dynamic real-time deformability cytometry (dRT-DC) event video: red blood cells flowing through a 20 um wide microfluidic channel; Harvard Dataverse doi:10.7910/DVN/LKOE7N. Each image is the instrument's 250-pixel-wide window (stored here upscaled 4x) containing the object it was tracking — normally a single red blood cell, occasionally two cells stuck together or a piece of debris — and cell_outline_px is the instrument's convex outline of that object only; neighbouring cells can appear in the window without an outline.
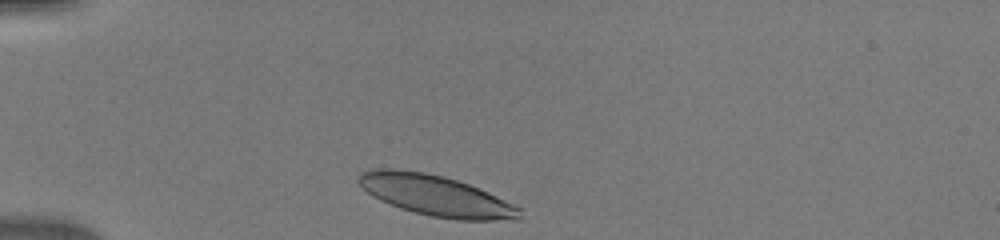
{"species": "human", "species_latin": "Homo sapiens", "temperature_condition": "warm", "stored_images_in_passage": 31, "camera_frame_rate_fps": 3000, "um_per_image_px": 0.085, "donor": {"sex": "male"}, "frame": {"image": 1, "passage_image": 1, "time_ms": 0.0, "image_size_px": [1000, 240], "cell_outline_px": [[520, 220], [456, 220], [432, 216], [400, 208], [380, 200], [372, 196], [356, 180], [360, 172], [376, 168], [392, 168], [424, 172], [444, 176], [468, 184], [488, 192], [520, 208]], "centroid_in_image_um": [37.02, 16.61], "position_along_channel_um": 48.0, "area_um2": 37.97}}
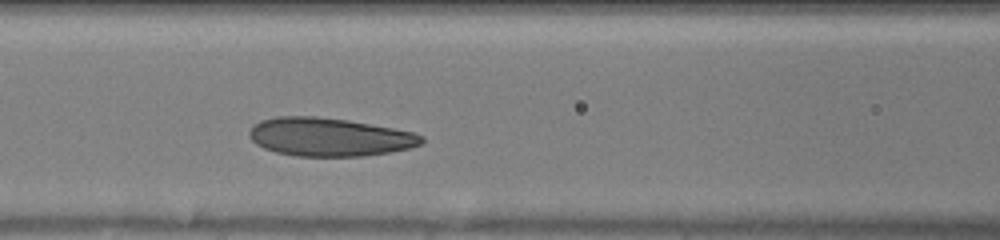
{"frame": {"image": 2, "passage_image": 10, "time_ms": 3.0, "image_size_px": [1000, 240], "cell_outline_px": [[424, 140], [420, 144], [412, 148], [364, 156], [296, 156], [276, 152], [264, 148], [256, 144], [248, 136], [248, 132], [260, 120], [276, 116], [316, 116], [348, 120], [392, 128], [412, 132], [424, 136]], "centroid_in_image_um": [27.98, 11.64], "position_along_channel_um": 138.6, "area_um2": 38.49}}
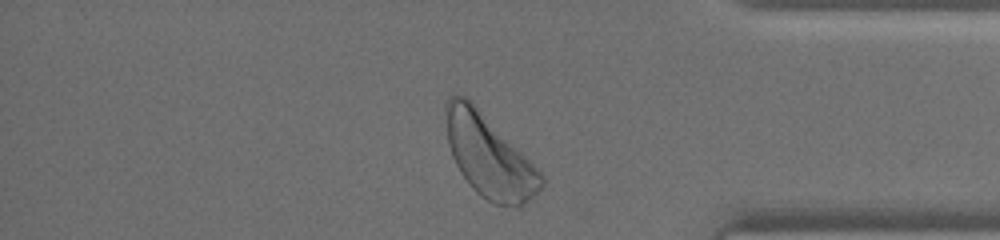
{"frame": {"image": 3, "passage_image": 30, "time_ms": 9.667, "image_size_px": [1000, 240], "cell_outline_px": [[544, 184], [524, 204], [516, 208], [496, 204], [480, 196], [468, 184], [460, 172], [452, 156], [448, 144], [444, 108], [444, 104], [448, 96], [464, 96], [472, 100], [544, 176]], "centroid_in_image_um": [41.53, 13.25], "position_along_channel_um": 393.7, "area_um2": 45.6}}